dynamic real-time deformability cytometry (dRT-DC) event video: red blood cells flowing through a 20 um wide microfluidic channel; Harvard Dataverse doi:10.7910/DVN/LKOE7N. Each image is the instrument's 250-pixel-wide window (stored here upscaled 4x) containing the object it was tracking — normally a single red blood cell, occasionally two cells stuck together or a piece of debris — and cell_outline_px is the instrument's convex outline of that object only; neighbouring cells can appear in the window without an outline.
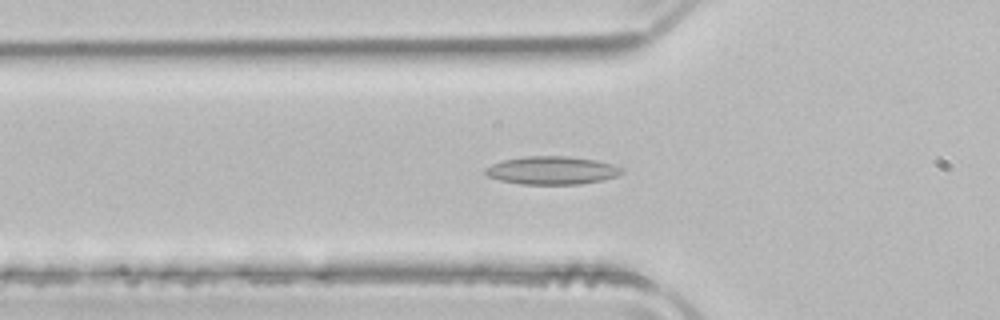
{"species": "common noctule bat (a hibernating species)", "species_latin": "Nyctalus noctula", "temperature_condition": "room temperature", "stored_images_in_passage": 44, "camera_frame_rate_fps": 3000, "um_per_image_px": 0.085, "animal": {"sex": "male", "body_mass_g": 21.5, "forearm_length_mm": 52.0}, "frame": {"image": 1, "passage_image": 10, "time_ms": 3.0, "image_size_px": [1000, 320], "cell_outline_px": [[624, 172], [616, 176], [600, 180], [580, 184], [520, 184], [500, 180], [488, 176], [484, 172], [484, 168], [492, 164], [504, 160], [524, 156], [568, 156], [596, 160], [612, 164], [624, 168]], "centroid_in_image_um": [46.91, 14.48], "position_along_channel_um": 78.9, "area_um2": 22.31}}
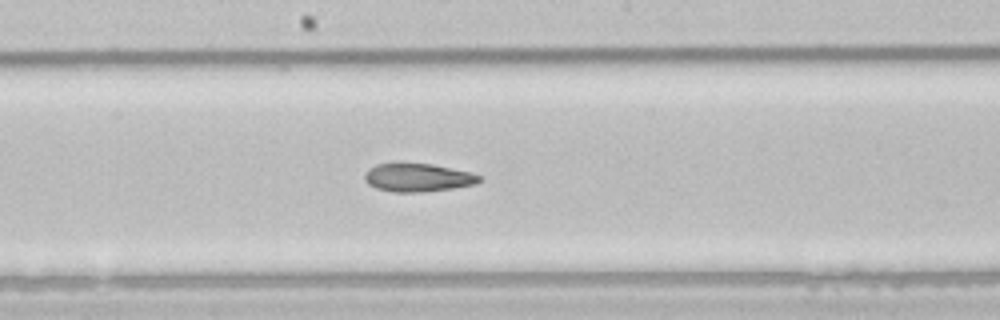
{"frame": {"image": 2, "passage_image": 20, "time_ms": 6.333, "image_size_px": [1000, 320], "cell_outline_px": [[484, 180], [476, 184], [452, 188], [420, 192], [392, 192], [376, 188], [368, 184], [364, 180], [364, 172], [368, 168], [376, 164], [396, 160], [400, 160], [432, 164], [468, 172], [484, 176]], "centroid_in_image_um": [35.46, 15.05], "position_along_channel_um": 212.7, "area_um2": 19.71}}
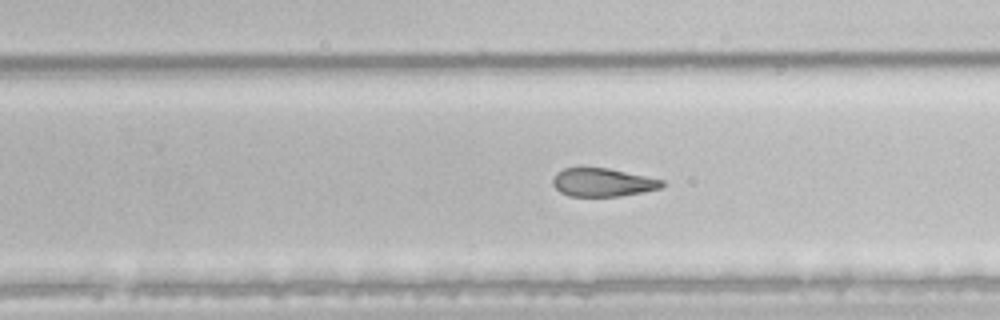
{"frame": {"image": 3, "passage_image": 25, "time_ms": 8.0, "image_size_px": [1000, 320], "cell_outline_px": [[664, 184], [660, 188], [644, 192], [620, 196], [568, 196], [560, 192], [552, 184], [552, 180], [556, 172], [564, 168], [608, 168], [664, 180]], "centroid_in_image_um": [51.21, 15.51], "position_along_channel_um": 278.6, "area_um2": 17.98}, "authors_computed_cell_mechanics": {"area_um2": 21.0103, "velocity_mm_per_s": 3.9855, "shape_relaxation_time_tau1_ms": null, "shape_relaxation_time_tau2_ms": 3.2751, "deformation_change_tau1": null, "deformation_change_tau2": 0.1125}}